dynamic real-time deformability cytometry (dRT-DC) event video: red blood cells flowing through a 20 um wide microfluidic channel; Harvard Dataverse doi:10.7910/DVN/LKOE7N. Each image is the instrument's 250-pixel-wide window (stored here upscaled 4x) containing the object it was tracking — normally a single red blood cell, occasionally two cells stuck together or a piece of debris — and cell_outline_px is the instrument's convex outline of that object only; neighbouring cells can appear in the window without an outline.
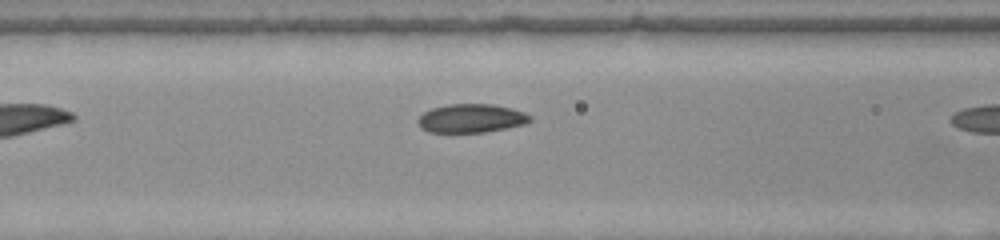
{"species": "common noctule bat (a hibernating species)", "species_latin": "Nyctalus noctula", "temperature_condition": "warm", "stored_images_in_passage": 8, "camera_frame_rate_fps": 3000, "um_per_image_px": 0.085, "animal": {"sex": "female", "body_mass_g": 22.0, "forearm_length_mm": 56.7}, "frame": {"image": 1, "passage_image": 7, "time_ms": 2.0, "image_size_px": [1000, 240], "cell_outline_px": [[532, 120], [524, 124], [484, 132], [428, 132], [420, 128], [416, 120], [424, 112], [432, 108], [448, 104], [492, 104], [512, 108], [524, 112], [532, 116]], "centroid_in_image_um": [40.04, 10.05], "position_along_channel_um": 126.6, "area_um2": 18.73}}